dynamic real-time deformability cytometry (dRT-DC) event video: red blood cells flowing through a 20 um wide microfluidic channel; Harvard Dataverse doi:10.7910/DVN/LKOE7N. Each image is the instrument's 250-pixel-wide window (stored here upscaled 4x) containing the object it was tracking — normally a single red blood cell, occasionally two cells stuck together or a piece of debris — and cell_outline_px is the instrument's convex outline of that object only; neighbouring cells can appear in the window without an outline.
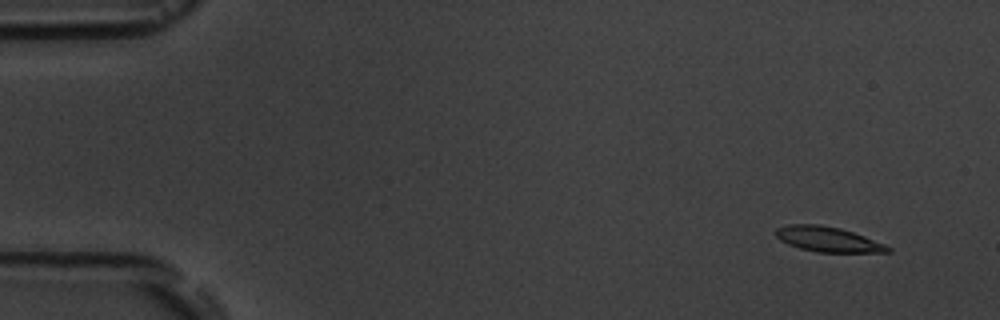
{"species": "common noctule bat (a hibernating species)", "species_latin": "Nyctalus noctula", "temperature_condition": "room temperature", "stored_images_in_passage": 6, "camera_frame_rate_fps": 3000, "um_per_image_px": 0.085, "animal": {"sex": "male", "body_mass_g": 19.5, "forearm_length_mm": 54.6}, "frame": {"image": 1, "passage_image": 2, "time_ms": 1.0, "image_size_px": [1000, 320], "cell_outline_px": [[892, 252], [816, 252], [800, 248], [788, 244], [780, 240], [776, 236], [776, 228], [788, 224], [820, 224], [840, 228], [864, 236], [884, 244], [892, 248]], "centroid_in_image_um": [70.36, 20.33], "position_along_channel_um": 14.6, "area_um2": 16.3}}
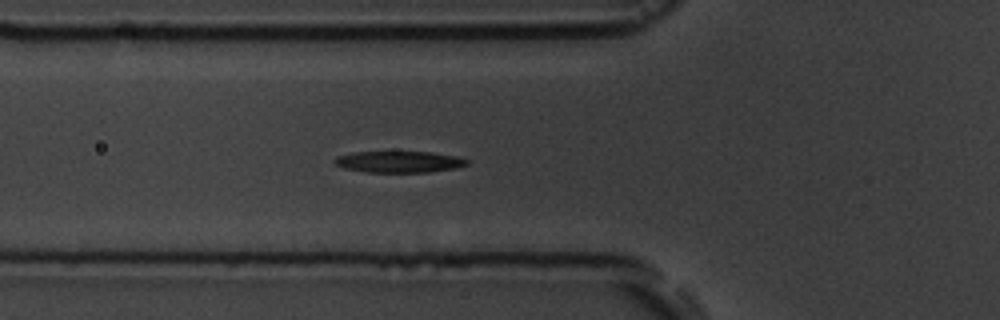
{"frame": {"image": 2, "passage_image": 6, "time_ms": 6.333, "image_size_px": [1000, 320], "cell_outline_px": [[468, 164], [456, 168], [428, 172], [364, 172], [344, 168], [332, 164], [332, 160], [336, 156], [352, 152], [432, 152], [456, 156], [468, 160]], "centroid_in_image_um": [33.85, 13.75], "position_along_channel_um": 91.9, "area_um2": 16.65}}